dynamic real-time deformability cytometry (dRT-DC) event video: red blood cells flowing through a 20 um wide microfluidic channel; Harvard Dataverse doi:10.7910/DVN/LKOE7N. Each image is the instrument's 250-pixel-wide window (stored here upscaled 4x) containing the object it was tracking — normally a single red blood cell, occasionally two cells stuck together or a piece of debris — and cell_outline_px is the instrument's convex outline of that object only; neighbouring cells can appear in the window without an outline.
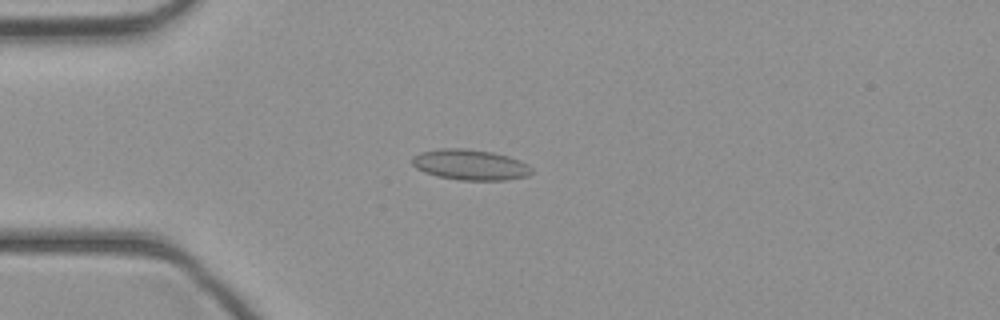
{"species": "common noctule bat (a hibernating species)", "species_latin": "Nyctalus noctula", "temperature_condition": "cold", "stored_images_in_passage": 44, "camera_frame_rate_fps": 3000, "um_per_image_px": 0.085, "animal": {"sex": "female", "body_mass_g": 21.9}, "frame": {"image": 1, "passage_image": 11, "time_ms": 3.333, "image_size_px": [1000, 320], "cell_outline_px": [[532, 172], [528, 176], [504, 180], [460, 180], [436, 176], [424, 172], [416, 168], [412, 164], [412, 156], [420, 152], [436, 148], [468, 148], [492, 152], [508, 156], [520, 160], [528, 164], [532, 168]], "centroid_in_image_um": [39.95, 13.99], "position_along_channel_um": 45.1, "area_um2": 21.56}}
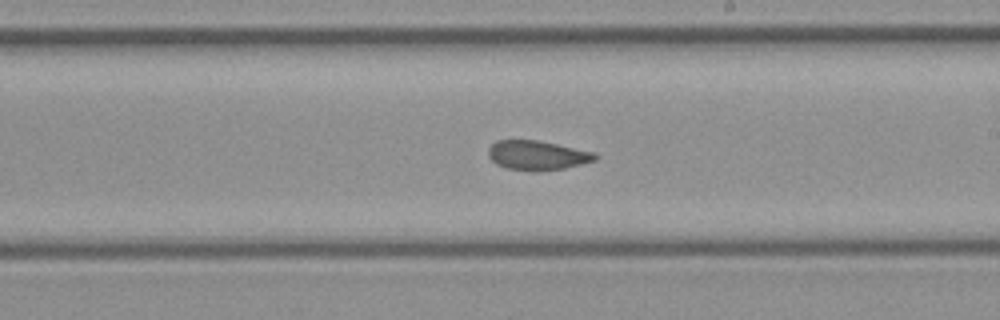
{"frame": {"image": 2, "passage_image": 25, "time_ms": 8.0, "image_size_px": [1000, 320], "cell_outline_px": [[596, 160], [564, 168], [540, 172], [536, 172], [508, 168], [496, 164], [488, 156], [488, 148], [496, 140], [536, 140], [596, 152]], "centroid_in_image_um": [45.65, 13.21], "position_along_channel_um": 243.3, "area_um2": 18.32}}
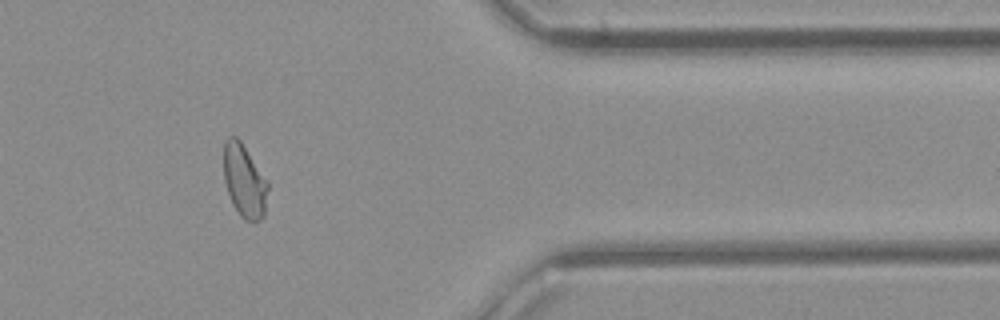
{"frame": {"image": 3, "passage_image": 36, "time_ms": 11.667, "image_size_px": [1000, 320], "cell_outline_px": [[268, 188], [264, 216], [256, 224], [252, 224], [244, 220], [240, 216], [232, 204], [224, 180], [224, 140], [228, 136], [236, 136], [240, 140], [268, 180]], "centroid_in_image_um": [20.78, 15.41], "position_along_channel_um": 390.6, "area_um2": 19.19}}